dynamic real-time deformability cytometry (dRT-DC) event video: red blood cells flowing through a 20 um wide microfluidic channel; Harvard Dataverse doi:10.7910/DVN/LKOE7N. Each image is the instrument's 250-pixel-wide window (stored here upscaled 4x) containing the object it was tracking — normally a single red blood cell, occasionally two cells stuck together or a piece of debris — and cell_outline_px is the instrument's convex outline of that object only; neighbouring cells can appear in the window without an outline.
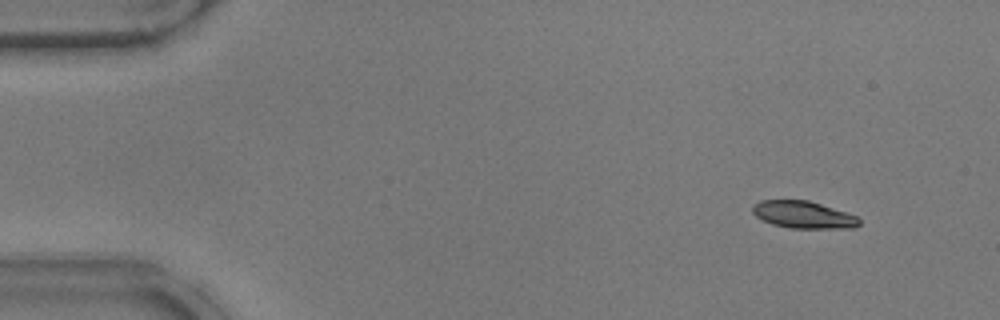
{"species": "common noctule bat (a hibernating species)", "species_latin": "Nyctalus noctula", "temperature_condition": "warm", "stored_images_in_passage": 52, "camera_frame_rate_fps": 3000, "um_per_image_px": 0.085, "animal": {"sex": "male", "body_mass_g": 17.9}, "frame": {"image": 1, "passage_image": 5, "time_ms": 1.333, "image_size_px": [1000, 320], "cell_outline_px": [[860, 224], [856, 228], [792, 228], [772, 224], [756, 216], [752, 212], [752, 204], [760, 200], [808, 200], [856, 216], [860, 220]], "centroid_in_image_um": [68.26, 18.25], "position_along_channel_um": 16.7, "area_um2": 16.76}}
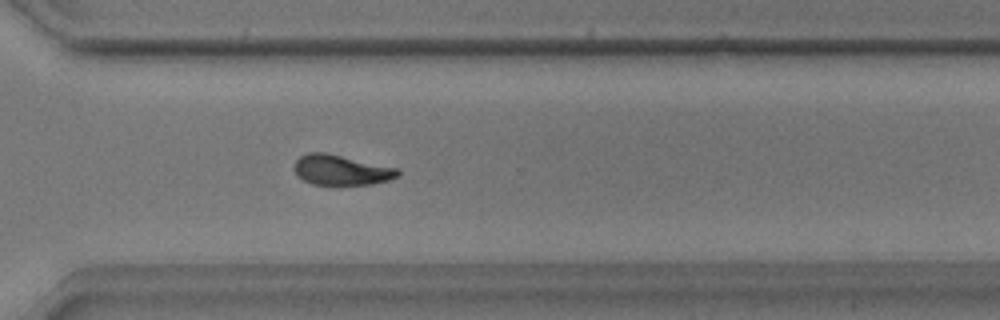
{"frame": {"image": 2, "passage_image": 38, "time_ms": 12.333, "image_size_px": [1000, 320], "cell_outline_px": [[400, 176], [388, 180], [372, 184], [312, 184], [304, 180], [292, 168], [296, 160], [300, 156], [308, 152], [324, 152], [400, 168]], "centroid_in_image_um": [29.03, 14.44], "position_along_channel_um": 341.6, "area_um2": 18.21}}
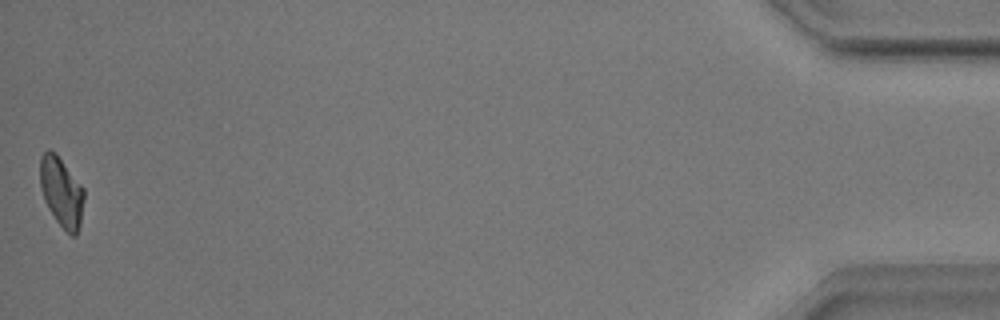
{"frame": {"image": 3, "passage_image": 52, "time_ms": 17.0, "image_size_px": [1000, 320], "cell_outline_px": [[84, 200], [80, 224], [76, 236], [72, 236], [56, 220], [48, 208], [44, 200], [40, 188], [40, 156], [48, 148], [56, 152], [84, 188]], "centroid_in_image_um": [5.22, 16.28], "position_along_channel_um": 430.0, "area_um2": 17.98}, "authors_computed_cell_mechanics": {"area_um2": 18.4382, "velocity_mm_per_s": 3.8908, "shape_relaxation_time_tau1_ms": 2.5095, "shape_relaxation_time_tau2_ms": 4.2926, "deformation_change_tau1": 0.1294, "deformation_change_tau2": 0.0915}}